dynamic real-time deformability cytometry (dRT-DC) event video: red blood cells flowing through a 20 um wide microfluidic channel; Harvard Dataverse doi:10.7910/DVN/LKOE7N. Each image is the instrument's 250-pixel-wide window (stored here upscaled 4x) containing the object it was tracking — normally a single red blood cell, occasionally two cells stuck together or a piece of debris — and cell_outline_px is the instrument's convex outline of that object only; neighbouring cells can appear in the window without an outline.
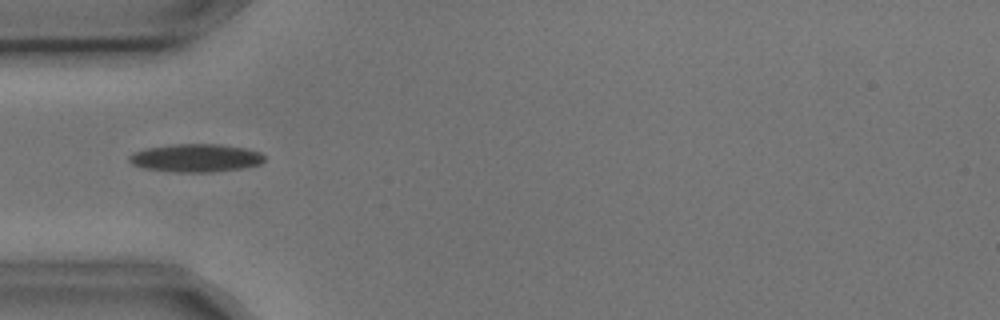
{"species": "common noctule bat (a hibernating species)", "species_latin": "Nyctalus noctula", "temperature_condition": "cold", "stored_images_in_passage": 5, "camera_frame_rate_fps": 3000, "um_per_image_px": 0.085, "animal": {"sex": "male", "body_mass_g": 17.9, "forearm_length_mm": 54.2}, "frame": {"image": 1, "passage_image": 3, "time_ms": 0.667, "image_size_px": [1000, 320], "cell_outline_px": [[264, 160], [260, 164], [240, 168], [212, 172], [176, 172], [144, 168], [132, 164], [128, 160], [128, 156], [132, 152], [144, 148], [176, 144], [220, 144], [248, 148], [260, 152], [264, 156]], "centroid_in_image_um": [16.62, 13.42], "position_along_channel_um": 68.4, "area_um2": 22.2}}
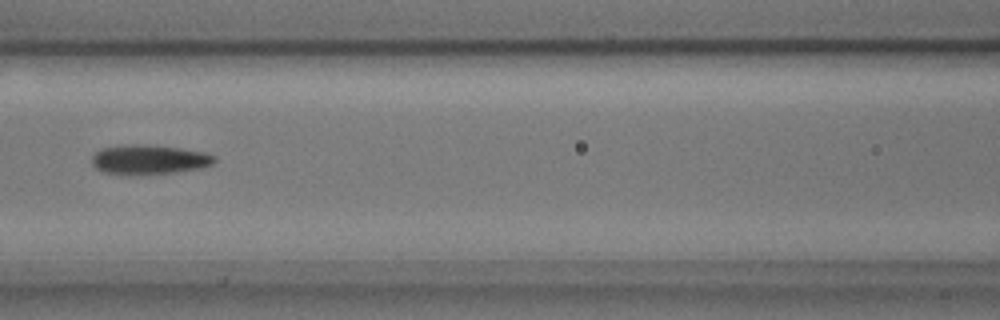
{"frame": {"image": 2, "passage_image": 5, "time_ms": 1.333, "image_size_px": [1000, 320], "cell_outline_px": [[216, 160], [212, 164], [200, 168], [172, 172], [104, 172], [96, 168], [92, 164], [92, 156], [96, 152], [104, 148], [132, 144], [136, 144], [180, 148], [204, 152], [216, 156]], "centroid_in_image_um": [12.72, 13.52], "position_along_channel_um": 153.9, "area_um2": 20.0}}